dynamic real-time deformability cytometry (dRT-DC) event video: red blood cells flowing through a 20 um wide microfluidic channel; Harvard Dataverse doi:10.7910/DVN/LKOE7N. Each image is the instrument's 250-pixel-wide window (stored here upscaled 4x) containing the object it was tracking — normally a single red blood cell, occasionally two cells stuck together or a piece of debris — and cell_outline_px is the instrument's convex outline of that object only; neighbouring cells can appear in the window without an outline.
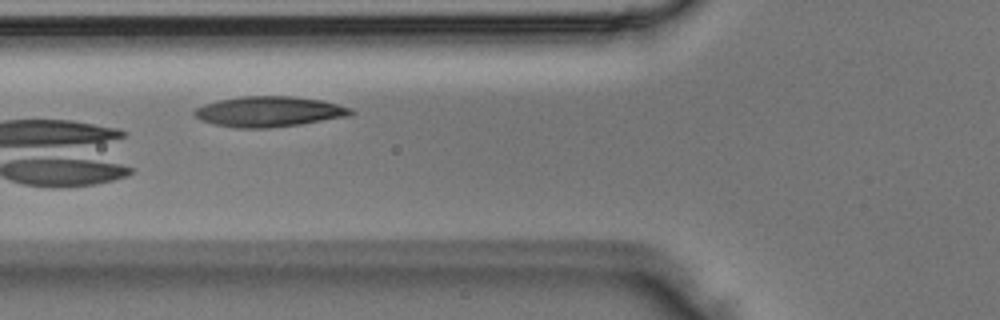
{"species": "Egyptian fruit bat (a non-hibernating species)", "species_latin": "Rousettus aegyptiacus", "temperature_condition": "room temperature", "stored_images_in_passage": 4, "camera_frame_rate_fps": 3000, "um_per_image_px": 0.085, "animal": {"sex": "male"}, "frame": {"image": 1, "passage_image": 4, "time_ms": 1.0, "image_size_px": [1000, 320], "cell_outline_px": [[356, 112], [352, 116], [300, 124], [268, 128], [236, 128], [216, 124], [200, 120], [192, 112], [196, 108], [204, 104], [220, 100], [240, 96], [292, 96], [320, 100], [352, 108]], "centroid_in_image_um": [22.9, 9.49], "position_along_channel_um": 102.9, "area_um2": 27.74}}